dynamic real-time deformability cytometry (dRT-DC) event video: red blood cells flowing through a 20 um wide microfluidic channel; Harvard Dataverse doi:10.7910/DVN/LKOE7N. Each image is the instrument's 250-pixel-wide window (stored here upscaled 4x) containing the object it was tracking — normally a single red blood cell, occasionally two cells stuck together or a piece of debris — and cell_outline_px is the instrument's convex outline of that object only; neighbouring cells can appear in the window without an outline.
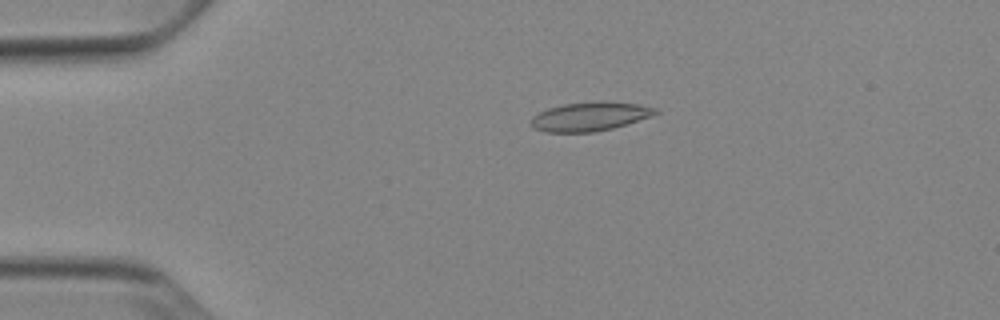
{"species": "Egyptian fruit bat (a non-hibernating species)", "species_latin": "Rousettus aegyptiacus", "temperature_condition": "cold", "stored_images_in_passage": 45, "camera_frame_rate_fps": 3000, "um_per_image_px": 0.085, "animal": {"sex": "female"}, "frame": {"image": 1, "passage_image": 4, "time_ms": 1.0, "image_size_px": [1000, 320], "cell_outline_px": [[660, 112], [652, 116], [612, 128], [592, 132], [544, 132], [532, 128], [528, 124], [532, 116], [548, 108], [564, 104], [596, 100], [604, 100], [636, 104], [660, 108]], "centroid_in_image_um": [50.13, 9.89], "position_along_channel_um": 34.9, "area_um2": 21.33}}
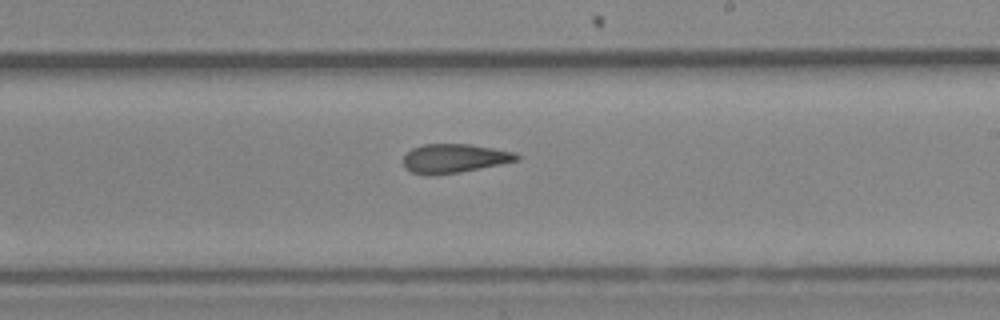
{"frame": {"image": 2, "passage_image": 24, "time_ms": 7.667, "image_size_px": [1000, 320], "cell_outline_px": [[520, 160], [460, 172], [428, 176], [412, 172], [404, 168], [404, 156], [412, 148], [424, 144], [468, 144], [516, 152], [520, 156]], "centroid_in_image_um": [38.61, 13.47], "position_along_channel_um": 250.4, "area_um2": 19.13}}
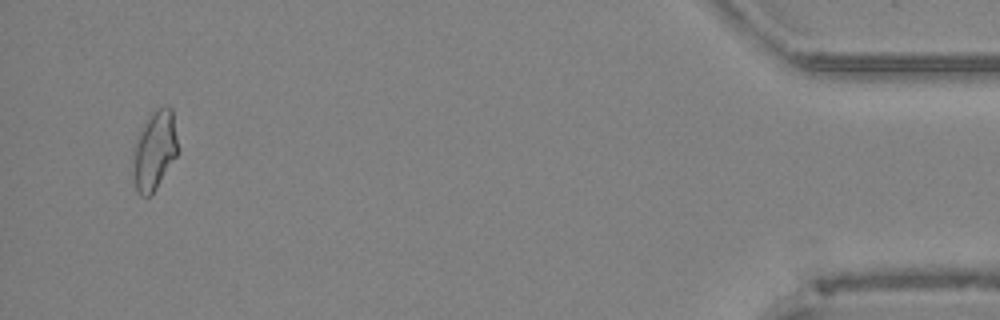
{"frame": {"image": 3, "passage_image": 43, "time_ms": 14.0, "image_size_px": [1000, 320], "cell_outline_px": [[176, 156], [152, 196], [140, 196], [136, 188], [132, 176], [132, 144], [140, 128], [148, 116], [160, 108], [172, 108], [176, 136]], "centroid_in_image_um": [13.06, 12.84], "position_along_channel_um": 422.1, "area_um2": 20.81}, "authors_computed_cell_mechanics": {"area_um2": 19.7676, "velocity_mm_per_s": 3.9019, "shape_relaxation_time_tau1_ms": 8.4462, "shape_relaxation_time_tau2_ms": 2.7167, "deformation_change_tau1": 0.1774, "deformation_change_tau2": 0.109}}